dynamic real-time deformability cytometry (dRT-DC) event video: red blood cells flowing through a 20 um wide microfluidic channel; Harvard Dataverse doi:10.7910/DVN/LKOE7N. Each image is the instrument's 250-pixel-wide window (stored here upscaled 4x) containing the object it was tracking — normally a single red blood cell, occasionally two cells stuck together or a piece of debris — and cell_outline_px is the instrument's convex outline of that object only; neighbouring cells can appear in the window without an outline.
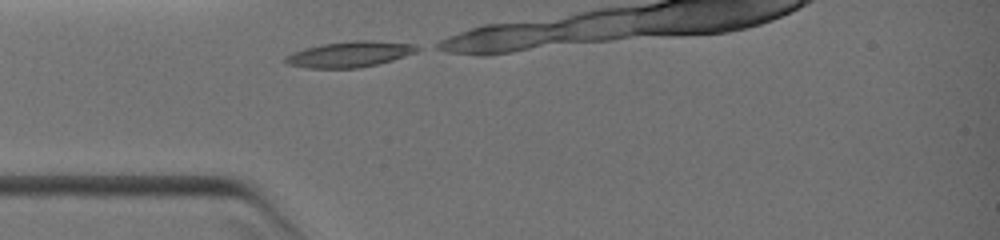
{"species": "common noctule bat (a hibernating species)", "species_latin": "Nyctalus noctula", "temperature_condition": "warm", "stored_images_in_passage": 6, "camera_frame_rate_fps": 3000, "um_per_image_px": 0.085, "animal": {"sex": "female", "body_mass_g": 19.0, "forearm_length_mm": 51.5}, "frame": {"image": 1, "passage_image": 1, "time_ms": 0.0, "image_size_px": [1000, 240], "cell_outline_px": [[424, 48], [416, 52], [392, 60], [376, 64], [356, 68], [308, 68], [288, 64], [284, 60], [284, 56], [292, 52], [320, 44], [352, 40], [372, 40], [416, 44]], "centroid_in_image_um": [29.75, 4.59], "position_along_channel_um": 55.3, "area_um2": 19.88}}